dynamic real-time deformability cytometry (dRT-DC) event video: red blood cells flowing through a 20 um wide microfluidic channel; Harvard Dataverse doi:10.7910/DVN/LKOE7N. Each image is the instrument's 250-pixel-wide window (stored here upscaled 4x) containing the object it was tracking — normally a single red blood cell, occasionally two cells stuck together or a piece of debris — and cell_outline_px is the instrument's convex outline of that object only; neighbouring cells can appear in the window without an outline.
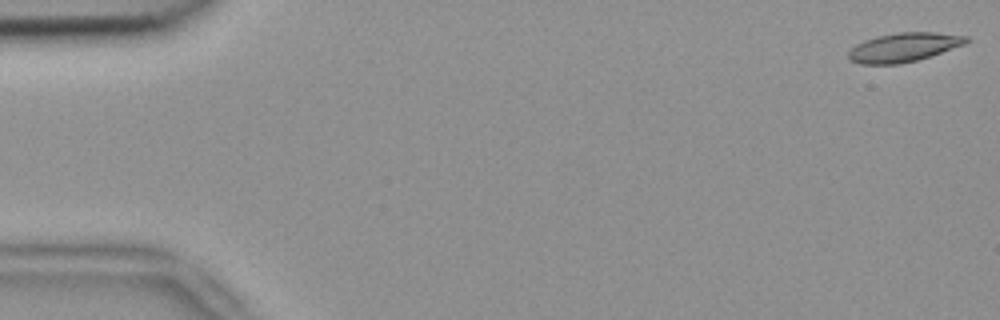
{"species": "common noctule bat (a hibernating species)", "species_latin": "Nyctalus noctula", "temperature_condition": "room temperature", "stored_images_in_passage": 4, "camera_frame_rate_fps": 3000, "um_per_image_px": 0.085, "animal": {"sex": "female", "body_mass_g": 18.4}, "frame": {"image": 1, "passage_image": 1, "time_ms": 0.0, "image_size_px": [1000, 320], "cell_outline_px": [[968, 40], [964, 44], [916, 60], [900, 64], [860, 64], [848, 60], [848, 52], [856, 44], [864, 40], [876, 36], [896, 32], [936, 32], [968, 36]], "centroid_in_image_um": [76.76, 4.01], "position_along_channel_um": 8.2, "area_um2": 19.77}}
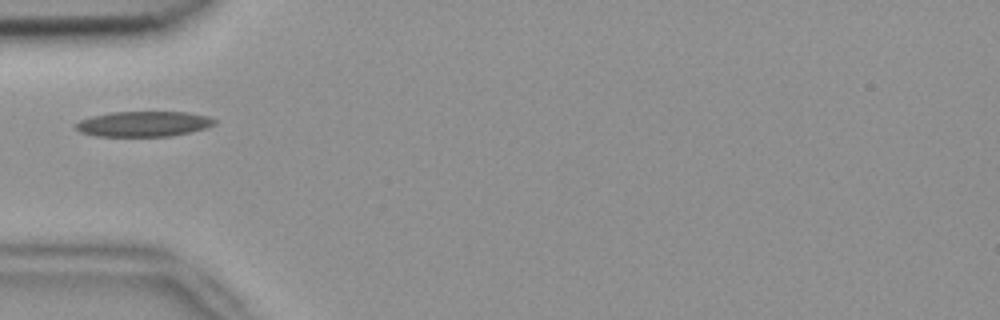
{"frame": {"image": 2, "passage_image": 4, "time_ms": 1.0, "image_size_px": [1000, 320], "cell_outline_px": [[216, 124], [204, 128], [172, 136], [96, 136], [80, 132], [72, 124], [80, 120], [92, 116], [112, 112], [188, 112], [208, 116], [216, 120]], "centroid_in_image_um": [12.18, 10.53], "position_along_channel_um": 72.8, "area_um2": 20.46}}